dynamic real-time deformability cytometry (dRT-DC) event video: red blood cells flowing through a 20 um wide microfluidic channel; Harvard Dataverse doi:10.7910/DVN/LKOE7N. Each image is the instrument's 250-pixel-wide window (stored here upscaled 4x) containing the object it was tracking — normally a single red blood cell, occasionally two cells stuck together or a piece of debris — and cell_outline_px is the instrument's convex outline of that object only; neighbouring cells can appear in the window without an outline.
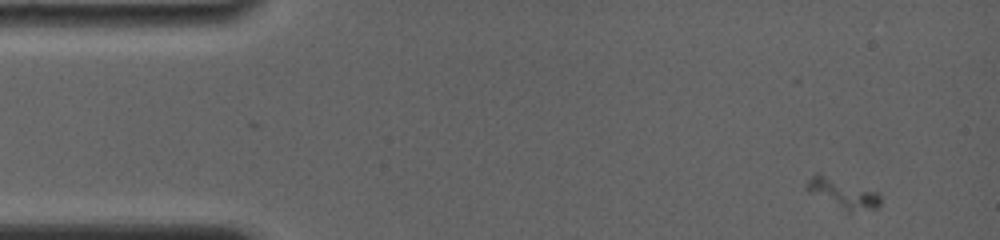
{"species": "common noctule bat (a hibernating species)", "species_latin": "Nyctalus noctula", "temperature_condition": "room temperature", "stored_images_in_passage": 61, "camera_frame_rate_fps": 4000, "um_per_image_px": 0.085, "animal": {"sex": "female", "body_mass_g": 19.0, "forearm_length_mm": 56.7}, "frame": {"image": 1, "passage_image": 1, "time_ms": 0.0, "image_size_px": [1000, 240], "cell_outline_px": [[880, 204], [876, 208], [848, 212], [808, 192], [804, 188], [804, 184], [816, 172], [820, 172], [880, 192]], "centroid_in_image_um": [71.61, 16.39], "position_along_channel_um": 13.4, "area_um2": 13.01}}